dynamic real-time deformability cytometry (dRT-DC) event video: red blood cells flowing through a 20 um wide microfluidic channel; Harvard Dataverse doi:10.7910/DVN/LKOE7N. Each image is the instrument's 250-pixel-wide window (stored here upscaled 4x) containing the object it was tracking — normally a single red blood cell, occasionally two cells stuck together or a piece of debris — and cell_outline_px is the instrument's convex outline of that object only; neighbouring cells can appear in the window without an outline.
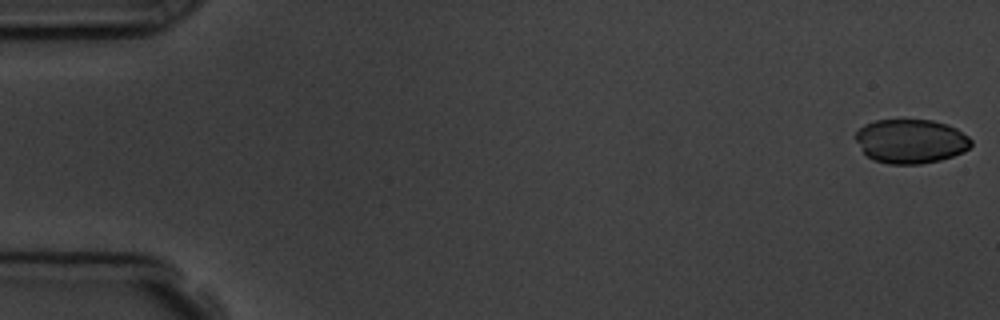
{"species": "common noctule bat (a hibernating species)", "species_latin": "Nyctalus noctula", "temperature_condition": "room temperature", "stored_images_in_passage": 5, "camera_frame_rate_fps": 3000, "um_per_image_px": 0.085, "animal": {"sex": "male", "body_mass_g": 19.5, "forearm_length_mm": 54.6}, "frame": {"image": 1, "passage_image": 1, "time_ms": 0.0, "image_size_px": [1000, 320], "cell_outline_px": [[972, 144], [964, 152], [940, 160], [920, 164], [888, 164], [872, 160], [864, 152], [856, 140], [856, 132], [864, 124], [876, 120], [932, 120], [948, 124], [956, 128], [968, 136], [972, 140]], "centroid_in_image_um": [77.43, 12.0], "position_along_channel_um": 7.6, "area_um2": 29.77}}